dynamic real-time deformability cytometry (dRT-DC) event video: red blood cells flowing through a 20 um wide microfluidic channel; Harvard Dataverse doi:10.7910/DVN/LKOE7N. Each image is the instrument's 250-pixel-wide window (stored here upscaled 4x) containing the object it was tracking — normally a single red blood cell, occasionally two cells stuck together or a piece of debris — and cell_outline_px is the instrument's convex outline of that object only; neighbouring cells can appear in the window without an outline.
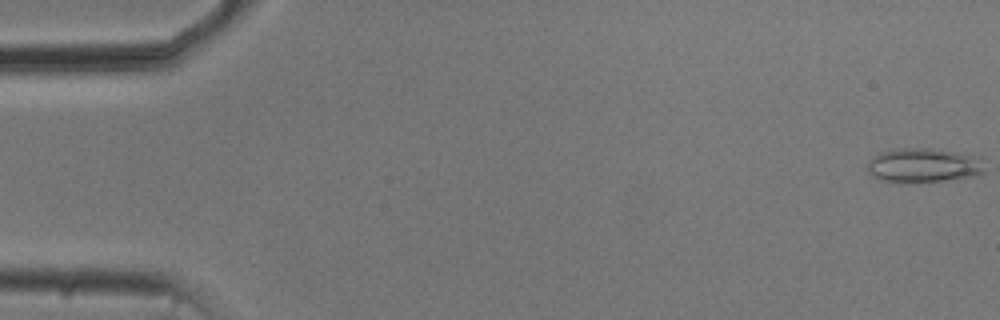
{"species": "common noctule bat (a hibernating species)", "species_latin": "Nyctalus noctula", "temperature_condition": "cold", "stored_images_in_passage": 6, "camera_frame_rate_fps": 3000, "um_per_image_px": 0.085, "animal": {"sex": "male", "body_mass_g": 20.5, "forearm_length_mm": 52.5}, "frame": {"image": 1, "passage_image": 1, "time_ms": 0.0, "image_size_px": [1000, 320], "cell_outline_px": [[984, 172], [976, 176], [944, 180], [880, 180], [872, 176], [868, 172], [868, 164], [880, 152], [892, 148], [932, 148], [976, 156]], "centroid_in_image_um": [78.47, 14.02], "position_along_channel_um": 6.5, "area_um2": 22.48}}